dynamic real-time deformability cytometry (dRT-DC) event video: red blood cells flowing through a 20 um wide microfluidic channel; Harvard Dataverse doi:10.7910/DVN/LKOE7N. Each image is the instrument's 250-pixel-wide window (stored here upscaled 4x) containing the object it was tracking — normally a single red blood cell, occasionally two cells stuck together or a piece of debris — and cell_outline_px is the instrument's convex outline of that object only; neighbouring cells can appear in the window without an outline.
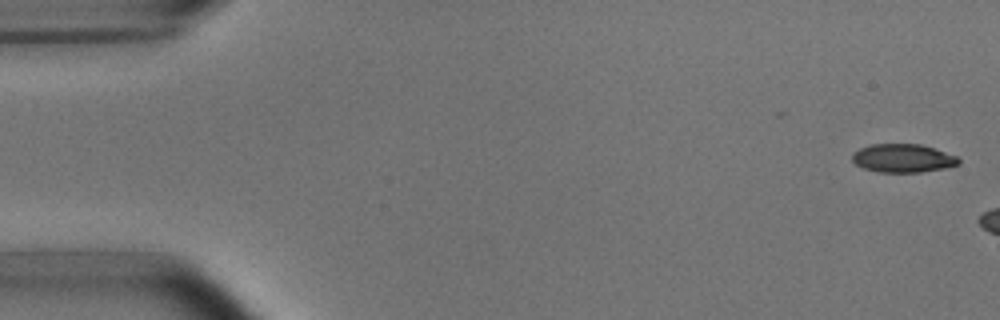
{"species": "common noctule bat (a hibernating species)", "species_latin": "Nyctalus noctula", "temperature_condition": "room temperature", "stored_images_in_passage": 3, "camera_frame_rate_fps": 3000, "um_per_image_px": 0.085, "animal": {"sex": "male", "body_mass_g": 15.6}, "frame": {"image": 1, "passage_image": 1, "time_ms": 0.0, "image_size_px": [1000, 320], "cell_outline_px": [[960, 164], [944, 168], [920, 172], [880, 172], [864, 168], [856, 164], [852, 160], [852, 152], [860, 148], [872, 144], [920, 144], [936, 148], [956, 156], [960, 160]], "centroid_in_image_um": [76.75, 13.44], "position_along_channel_um": 8.2, "area_um2": 17.63}}